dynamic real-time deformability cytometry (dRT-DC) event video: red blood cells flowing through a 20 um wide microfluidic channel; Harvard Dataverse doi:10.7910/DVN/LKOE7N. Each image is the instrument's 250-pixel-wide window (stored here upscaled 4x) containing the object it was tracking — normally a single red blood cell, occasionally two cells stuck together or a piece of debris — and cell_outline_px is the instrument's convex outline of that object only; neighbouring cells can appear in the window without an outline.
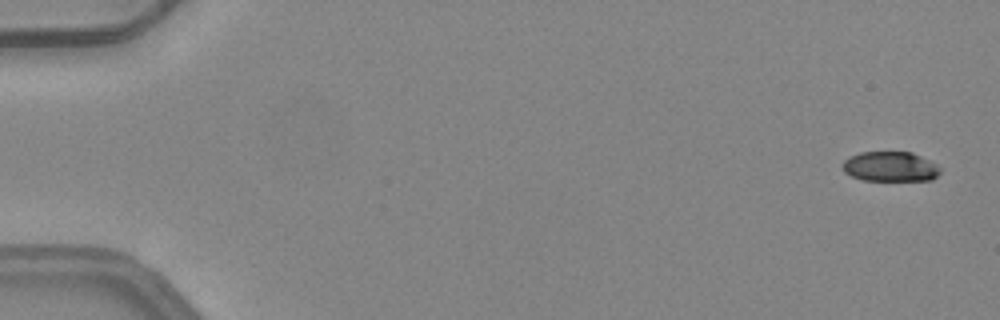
{"species": "common noctule bat (a hibernating species)", "species_latin": "Nyctalus noctula", "temperature_condition": "warm", "stored_images_in_passage": 6, "camera_frame_rate_fps": 3000, "um_per_image_px": 0.085, "animal": {"sex": "female", "body_mass_g": 24.6, "forearm_length_mm": 56.2}, "frame": {"image": 1, "passage_image": 1, "time_ms": 0.0, "image_size_px": [1000, 320], "cell_outline_px": [[940, 172], [932, 180], [864, 180], [852, 176], [844, 172], [840, 164], [848, 156], [860, 152], [912, 152], [936, 164], [940, 168]], "centroid_in_image_um": [75.63, 14.15], "position_along_channel_um": 9.4, "area_um2": 17.05}}